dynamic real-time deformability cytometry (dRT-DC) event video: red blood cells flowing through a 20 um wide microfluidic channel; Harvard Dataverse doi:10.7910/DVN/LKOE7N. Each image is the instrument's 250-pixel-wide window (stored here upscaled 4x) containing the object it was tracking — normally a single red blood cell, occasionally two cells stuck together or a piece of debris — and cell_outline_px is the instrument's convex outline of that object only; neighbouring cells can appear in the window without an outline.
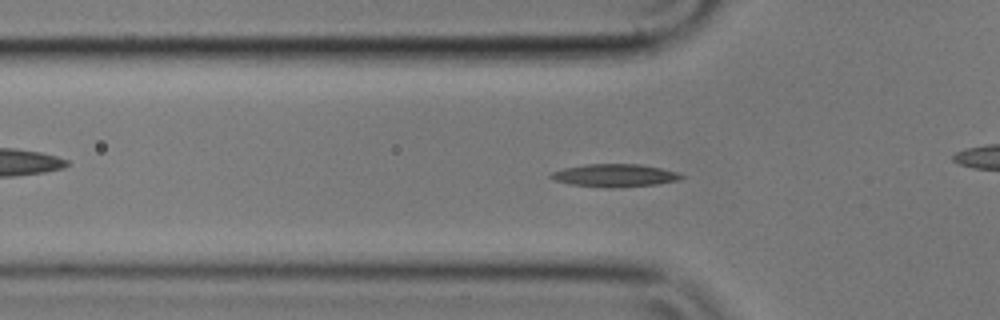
{"species": "common noctule bat (a hibernating species)", "species_latin": "Nyctalus noctula", "temperature_condition": "cold", "stored_images_in_passage": 56, "camera_frame_rate_fps": 3000, "um_per_image_px": 0.085, "animal": {"sex": "male", "body_mass_g": 17.9}, "frame": {"image": 1, "passage_image": 17, "time_ms": 5.333, "image_size_px": [1000, 320], "cell_outline_px": [[684, 176], [680, 180], [660, 184], [612, 188], [608, 188], [568, 184], [556, 180], [548, 176], [552, 172], [564, 168], [584, 164], [640, 164], [660, 168], [676, 172]], "centroid_in_image_um": [52.25, 14.92], "position_along_channel_um": 73.6, "area_um2": 17.4}}
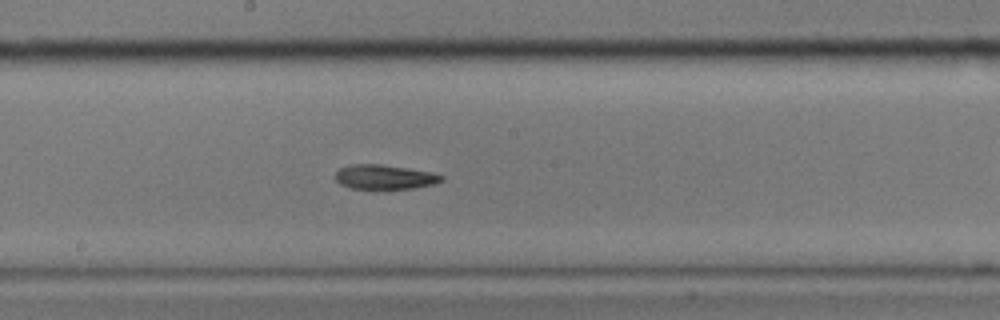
{"frame": {"image": 2, "passage_image": 29, "time_ms": 9.333, "image_size_px": [1000, 320], "cell_outline_px": [[444, 180], [436, 184], [412, 188], [352, 188], [340, 184], [336, 180], [336, 172], [340, 168], [352, 164], [380, 164], [408, 168], [432, 172], [444, 176]], "centroid_in_image_um": [32.73, 15.03], "position_along_channel_um": 215.5, "area_um2": 15.03}}
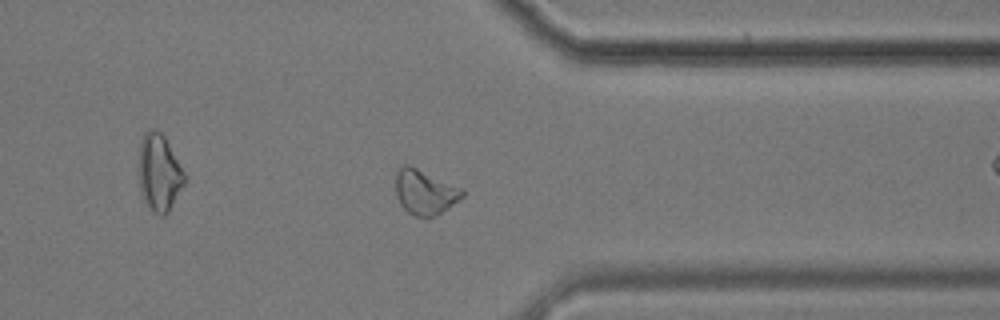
{"frame": {"image": 3, "passage_image": 43, "time_ms": 14.0, "image_size_px": [1000, 320], "cell_outline_px": [[464, 196], [448, 208], [436, 216], [416, 216], [408, 212], [400, 204], [396, 192], [396, 172], [404, 164], [408, 164], [464, 188]], "centroid_in_image_um": [36.14, 16.31], "position_along_channel_um": 375.3, "area_um2": 17.4}, "authors_computed_cell_mechanics": {"area_um2": 16.1551, "velocity_mm_per_s": 3.53, "shape_relaxation_time_tau1_ms": 5.923, "shape_relaxation_time_tau2_ms": null, "deformation_change_tau1": 0.1676, "deformation_change_tau2": null}}